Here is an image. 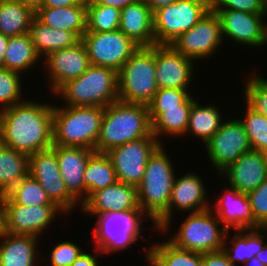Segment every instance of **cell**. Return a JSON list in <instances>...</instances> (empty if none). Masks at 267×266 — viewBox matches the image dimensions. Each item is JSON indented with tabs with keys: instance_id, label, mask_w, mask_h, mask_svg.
<instances>
[{
	"instance_id": "cell-1",
	"label": "cell",
	"mask_w": 267,
	"mask_h": 266,
	"mask_svg": "<svg viewBox=\"0 0 267 266\" xmlns=\"http://www.w3.org/2000/svg\"><path fill=\"white\" fill-rule=\"evenodd\" d=\"M25 100L0 110V143L28 155L53 146V105Z\"/></svg>"
},
{
	"instance_id": "cell-2",
	"label": "cell",
	"mask_w": 267,
	"mask_h": 266,
	"mask_svg": "<svg viewBox=\"0 0 267 266\" xmlns=\"http://www.w3.org/2000/svg\"><path fill=\"white\" fill-rule=\"evenodd\" d=\"M144 137H155L148 105L118 100L104 108L95 151L106 153L112 148Z\"/></svg>"
},
{
	"instance_id": "cell-3",
	"label": "cell",
	"mask_w": 267,
	"mask_h": 266,
	"mask_svg": "<svg viewBox=\"0 0 267 266\" xmlns=\"http://www.w3.org/2000/svg\"><path fill=\"white\" fill-rule=\"evenodd\" d=\"M104 108L53 107V145L84 147L95 151Z\"/></svg>"
},
{
	"instance_id": "cell-4",
	"label": "cell",
	"mask_w": 267,
	"mask_h": 266,
	"mask_svg": "<svg viewBox=\"0 0 267 266\" xmlns=\"http://www.w3.org/2000/svg\"><path fill=\"white\" fill-rule=\"evenodd\" d=\"M171 161L161 144L148 159L143 180L137 185L139 208L153 223L169 206L176 177Z\"/></svg>"
},
{
	"instance_id": "cell-5",
	"label": "cell",
	"mask_w": 267,
	"mask_h": 266,
	"mask_svg": "<svg viewBox=\"0 0 267 266\" xmlns=\"http://www.w3.org/2000/svg\"><path fill=\"white\" fill-rule=\"evenodd\" d=\"M53 95L63 97L65 106L105 108L119 100L118 72L90 65L83 74L63 84Z\"/></svg>"
},
{
	"instance_id": "cell-6",
	"label": "cell",
	"mask_w": 267,
	"mask_h": 266,
	"mask_svg": "<svg viewBox=\"0 0 267 266\" xmlns=\"http://www.w3.org/2000/svg\"><path fill=\"white\" fill-rule=\"evenodd\" d=\"M155 45L139 47L118 72L119 101L148 105L158 91Z\"/></svg>"
},
{
	"instance_id": "cell-7",
	"label": "cell",
	"mask_w": 267,
	"mask_h": 266,
	"mask_svg": "<svg viewBox=\"0 0 267 266\" xmlns=\"http://www.w3.org/2000/svg\"><path fill=\"white\" fill-rule=\"evenodd\" d=\"M94 217L97 218L92 233L95 248L107 255L127 250L143 238L142 219H148L141 210L103 213Z\"/></svg>"
},
{
	"instance_id": "cell-8",
	"label": "cell",
	"mask_w": 267,
	"mask_h": 266,
	"mask_svg": "<svg viewBox=\"0 0 267 266\" xmlns=\"http://www.w3.org/2000/svg\"><path fill=\"white\" fill-rule=\"evenodd\" d=\"M213 209L188 213L178 232H175L169 241L178 248L198 253L221 250L228 229L223 225L219 226L222 223L213 213Z\"/></svg>"
},
{
	"instance_id": "cell-9",
	"label": "cell",
	"mask_w": 267,
	"mask_h": 266,
	"mask_svg": "<svg viewBox=\"0 0 267 266\" xmlns=\"http://www.w3.org/2000/svg\"><path fill=\"white\" fill-rule=\"evenodd\" d=\"M210 10L209 0H177L153 12L157 45H170Z\"/></svg>"
},
{
	"instance_id": "cell-10",
	"label": "cell",
	"mask_w": 267,
	"mask_h": 266,
	"mask_svg": "<svg viewBox=\"0 0 267 266\" xmlns=\"http://www.w3.org/2000/svg\"><path fill=\"white\" fill-rule=\"evenodd\" d=\"M81 40L91 65L108 67L117 72L140 47L120 30L85 32Z\"/></svg>"
},
{
	"instance_id": "cell-11",
	"label": "cell",
	"mask_w": 267,
	"mask_h": 266,
	"mask_svg": "<svg viewBox=\"0 0 267 266\" xmlns=\"http://www.w3.org/2000/svg\"><path fill=\"white\" fill-rule=\"evenodd\" d=\"M176 175L169 206L167 210L154 222L156 230L166 234L171 229V220L175 210L189 213L200 212L212 208L207 200V189L203 179L197 173L189 171L183 176ZM207 197V198H206ZM208 201V202H207ZM174 208V209H173Z\"/></svg>"
},
{
	"instance_id": "cell-12",
	"label": "cell",
	"mask_w": 267,
	"mask_h": 266,
	"mask_svg": "<svg viewBox=\"0 0 267 266\" xmlns=\"http://www.w3.org/2000/svg\"><path fill=\"white\" fill-rule=\"evenodd\" d=\"M222 43L220 17L209 10L191 29L182 33L170 45L187 58L199 62L203 58L214 56Z\"/></svg>"
},
{
	"instance_id": "cell-13",
	"label": "cell",
	"mask_w": 267,
	"mask_h": 266,
	"mask_svg": "<svg viewBox=\"0 0 267 266\" xmlns=\"http://www.w3.org/2000/svg\"><path fill=\"white\" fill-rule=\"evenodd\" d=\"M28 174L40 183L51 201L61 208L64 214H71L76 206H81L68 192L61 177L56 152L52 148L29 155Z\"/></svg>"
},
{
	"instance_id": "cell-14",
	"label": "cell",
	"mask_w": 267,
	"mask_h": 266,
	"mask_svg": "<svg viewBox=\"0 0 267 266\" xmlns=\"http://www.w3.org/2000/svg\"><path fill=\"white\" fill-rule=\"evenodd\" d=\"M160 145L156 137H144L106 152L117 181L137 186L143 180L148 159Z\"/></svg>"
},
{
	"instance_id": "cell-15",
	"label": "cell",
	"mask_w": 267,
	"mask_h": 266,
	"mask_svg": "<svg viewBox=\"0 0 267 266\" xmlns=\"http://www.w3.org/2000/svg\"><path fill=\"white\" fill-rule=\"evenodd\" d=\"M206 153L212 168L219 175L242 154L252 150L251 144L240 119L223 121L220 129L205 143Z\"/></svg>"
},
{
	"instance_id": "cell-16",
	"label": "cell",
	"mask_w": 267,
	"mask_h": 266,
	"mask_svg": "<svg viewBox=\"0 0 267 266\" xmlns=\"http://www.w3.org/2000/svg\"><path fill=\"white\" fill-rule=\"evenodd\" d=\"M61 211V212H60ZM57 205L23 206L2 204L1 230L12 234L33 235L41 238L42 233L55 223V216L63 214Z\"/></svg>"
},
{
	"instance_id": "cell-17",
	"label": "cell",
	"mask_w": 267,
	"mask_h": 266,
	"mask_svg": "<svg viewBox=\"0 0 267 266\" xmlns=\"http://www.w3.org/2000/svg\"><path fill=\"white\" fill-rule=\"evenodd\" d=\"M221 21L222 38L239 45L261 48L267 44V14H253L231 9H210ZM264 17V18H263Z\"/></svg>"
},
{
	"instance_id": "cell-18",
	"label": "cell",
	"mask_w": 267,
	"mask_h": 266,
	"mask_svg": "<svg viewBox=\"0 0 267 266\" xmlns=\"http://www.w3.org/2000/svg\"><path fill=\"white\" fill-rule=\"evenodd\" d=\"M44 60L52 95L66 82L78 78L91 65L81 39L73 46L51 52Z\"/></svg>"
},
{
	"instance_id": "cell-19",
	"label": "cell",
	"mask_w": 267,
	"mask_h": 266,
	"mask_svg": "<svg viewBox=\"0 0 267 266\" xmlns=\"http://www.w3.org/2000/svg\"><path fill=\"white\" fill-rule=\"evenodd\" d=\"M193 62V63H192ZM194 61L171 45H155L156 83L158 89L176 88L189 91L194 78Z\"/></svg>"
},
{
	"instance_id": "cell-20",
	"label": "cell",
	"mask_w": 267,
	"mask_h": 266,
	"mask_svg": "<svg viewBox=\"0 0 267 266\" xmlns=\"http://www.w3.org/2000/svg\"><path fill=\"white\" fill-rule=\"evenodd\" d=\"M219 176L228 181V186L241 193H249L267 178V154L250 150L224 169Z\"/></svg>"
},
{
	"instance_id": "cell-21",
	"label": "cell",
	"mask_w": 267,
	"mask_h": 266,
	"mask_svg": "<svg viewBox=\"0 0 267 266\" xmlns=\"http://www.w3.org/2000/svg\"><path fill=\"white\" fill-rule=\"evenodd\" d=\"M85 214L100 215L103 213L140 210L137 186L116 182L111 186L94 192L82 205Z\"/></svg>"
},
{
	"instance_id": "cell-22",
	"label": "cell",
	"mask_w": 267,
	"mask_h": 266,
	"mask_svg": "<svg viewBox=\"0 0 267 266\" xmlns=\"http://www.w3.org/2000/svg\"><path fill=\"white\" fill-rule=\"evenodd\" d=\"M56 157L68 192L82 205L85 202L84 172L89 157L95 152L84 147L60 146L51 147Z\"/></svg>"
},
{
	"instance_id": "cell-23",
	"label": "cell",
	"mask_w": 267,
	"mask_h": 266,
	"mask_svg": "<svg viewBox=\"0 0 267 266\" xmlns=\"http://www.w3.org/2000/svg\"><path fill=\"white\" fill-rule=\"evenodd\" d=\"M230 187V188H229ZM224 194L218 195L214 209L220 222L230 230L258 228L252 219V209L246 193H241L229 186Z\"/></svg>"
},
{
	"instance_id": "cell-24",
	"label": "cell",
	"mask_w": 267,
	"mask_h": 266,
	"mask_svg": "<svg viewBox=\"0 0 267 266\" xmlns=\"http://www.w3.org/2000/svg\"><path fill=\"white\" fill-rule=\"evenodd\" d=\"M119 30L140 47L156 45L153 12L142 0H137L121 10Z\"/></svg>"
},
{
	"instance_id": "cell-25",
	"label": "cell",
	"mask_w": 267,
	"mask_h": 266,
	"mask_svg": "<svg viewBox=\"0 0 267 266\" xmlns=\"http://www.w3.org/2000/svg\"><path fill=\"white\" fill-rule=\"evenodd\" d=\"M0 239V266H35L40 263L38 256L41 255L36 250L39 237L12 234L0 229Z\"/></svg>"
},
{
	"instance_id": "cell-26",
	"label": "cell",
	"mask_w": 267,
	"mask_h": 266,
	"mask_svg": "<svg viewBox=\"0 0 267 266\" xmlns=\"http://www.w3.org/2000/svg\"><path fill=\"white\" fill-rule=\"evenodd\" d=\"M234 236L230 243L231 247H227L229 241V230L227 231L223 251L228 257V260L234 266H239L241 263L255 257L267 244V228H256V229H242L235 230ZM262 232V233H261ZM228 237V238H227ZM227 239V240H226ZM264 241H266L264 243Z\"/></svg>"
},
{
	"instance_id": "cell-27",
	"label": "cell",
	"mask_w": 267,
	"mask_h": 266,
	"mask_svg": "<svg viewBox=\"0 0 267 266\" xmlns=\"http://www.w3.org/2000/svg\"><path fill=\"white\" fill-rule=\"evenodd\" d=\"M28 34L42 60L51 52L73 46L80 40L73 32L49 27L36 16L31 21Z\"/></svg>"
},
{
	"instance_id": "cell-28",
	"label": "cell",
	"mask_w": 267,
	"mask_h": 266,
	"mask_svg": "<svg viewBox=\"0 0 267 266\" xmlns=\"http://www.w3.org/2000/svg\"><path fill=\"white\" fill-rule=\"evenodd\" d=\"M35 16L49 27L73 32L79 39L87 30V6L41 7Z\"/></svg>"
},
{
	"instance_id": "cell-29",
	"label": "cell",
	"mask_w": 267,
	"mask_h": 266,
	"mask_svg": "<svg viewBox=\"0 0 267 266\" xmlns=\"http://www.w3.org/2000/svg\"><path fill=\"white\" fill-rule=\"evenodd\" d=\"M145 249V258L155 266H203L202 253L181 249L169 240L155 243Z\"/></svg>"
},
{
	"instance_id": "cell-30",
	"label": "cell",
	"mask_w": 267,
	"mask_h": 266,
	"mask_svg": "<svg viewBox=\"0 0 267 266\" xmlns=\"http://www.w3.org/2000/svg\"><path fill=\"white\" fill-rule=\"evenodd\" d=\"M217 106L199 105V101H194L189 115L188 126L185 135L200 138L205 144L221 127L223 115Z\"/></svg>"
},
{
	"instance_id": "cell-31",
	"label": "cell",
	"mask_w": 267,
	"mask_h": 266,
	"mask_svg": "<svg viewBox=\"0 0 267 266\" xmlns=\"http://www.w3.org/2000/svg\"><path fill=\"white\" fill-rule=\"evenodd\" d=\"M85 201L96 191L117 182L112 162L106 153L94 152L88 159L84 176Z\"/></svg>"
},
{
	"instance_id": "cell-32",
	"label": "cell",
	"mask_w": 267,
	"mask_h": 266,
	"mask_svg": "<svg viewBox=\"0 0 267 266\" xmlns=\"http://www.w3.org/2000/svg\"><path fill=\"white\" fill-rule=\"evenodd\" d=\"M29 155L0 143V193L7 194L28 174Z\"/></svg>"
},
{
	"instance_id": "cell-33",
	"label": "cell",
	"mask_w": 267,
	"mask_h": 266,
	"mask_svg": "<svg viewBox=\"0 0 267 266\" xmlns=\"http://www.w3.org/2000/svg\"><path fill=\"white\" fill-rule=\"evenodd\" d=\"M195 100L196 98L190 96L178 108L164 109V112L152 122V133L161 144H164L161 141V135H169L173 138L185 136L190 111Z\"/></svg>"
},
{
	"instance_id": "cell-34",
	"label": "cell",
	"mask_w": 267,
	"mask_h": 266,
	"mask_svg": "<svg viewBox=\"0 0 267 266\" xmlns=\"http://www.w3.org/2000/svg\"><path fill=\"white\" fill-rule=\"evenodd\" d=\"M4 53V68L18 72L21 75L30 67L37 66L35 64L42 59L35 50L28 33L9 37Z\"/></svg>"
},
{
	"instance_id": "cell-35",
	"label": "cell",
	"mask_w": 267,
	"mask_h": 266,
	"mask_svg": "<svg viewBox=\"0 0 267 266\" xmlns=\"http://www.w3.org/2000/svg\"><path fill=\"white\" fill-rule=\"evenodd\" d=\"M35 12L17 0H0V33L7 37L29 32Z\"/></svg>"
},
{
	"instance_id": "cell-36",
	"label": "cell",
	"mask_w": 267,
	"mask_h": 266,
	"mask_svg": "<svg viewBox=\"0 0 267 266\" xmlns=\"http://www.w3.org/2000/svg\"><path fill=\"white\" fill-rule=\"evenodd\" d=\"M2 204H17L23 206L56 205L48 197L40 183L27 174L7 194Z\"/></svg>"
},
{
	"instance_id": "cell-37",
	"label": "cell",
	"mask_w": 267,
	"mask_h": 266,
	"mask_svg": "<svg viewBox=\"0 0 267 266\" xmlns=\"http://www.w3.org/2000/svg\"><path fill=\"white\" fill-rule=\"evenodd\" d=\"M120 15V9L95 4L90 0L87 5L86 32H108L119 30Z\"/></svg>"
},
{
	"instance_id": "cell-38",
	"label": "cell",
	"mask_w": 267,
	"mask_h": 266,
	"mask_svg": "<svg viewBox=\"0 0 267 266\" xmlns=\"http://www.w3.org/2000/svg\"><path fill=\"white\" fill-rule=\"evenodd\" d=\"M244 119L240 118L252 150L267 154V117L253 110L246 102Z\"/></svg>"
},
{
	"instance_id": "cell-39",
	"label": "cell",
	"mask_w": 267,
	"mask_h": 266,
	"mask_svg": "<svg viewBox=\"0 0 267 266\" xmlns=\"http://www.w3.org/2000/svg\"><path fill=\"white\" fill-rule=\"evenodd\" d=\"M21 77L18 72L0 68V110L25 101Z\"/></svg>"
},
{
	"instance_id": "cell-40",
	"label": "cell",
	"mask_w": 267,
	"mask_h": 266,
	"mask_svg": "<svg viewBox=\"0 0 267 266\" xmlns=\"http://www.w3.org/2000/svg\"><path fill=\"white\" fill-rule=\"evenodd\" d=\"M192 94L186 89L163 88L158 89L152 101L148 104L151 123L162 113L164 109L178 108Z\"/></svg>"
},
{
	"instance_id": "cell-41",
	"label": "cell",
	"mask_w": 267,
	"mask_h": 266,
	"mask_svg": "<svg viewBox=\"0 0 267 266\" xmlns=\"http://www.w3.org/2000/svg\"><path fill=\"white\" fill-rule=\"evenodd\" d=\"M259 75L251 74L245 79L243 97L253 110L267 117V79Z\"/></svg>"
},
{
	"instance_id": "cell-42",
	"label": "cell",
	"mask_w": 267,
	"mask_h": 266,
	"mask_svg": "<svg viewBox=\"0 0 267 266\" xmlns=\"http://www.w3.org/2000/svg\"><path fill=\"white\" fill-rule=\"evenodd\" d=\"M252 209V219L259 228H267V178L253 191L247 193Z\"/></svg>"
},
{
	"instance_id": "cell-43",
	"label": "cell",
	"mask_w": 267,
	"mask_h": 266,
	"mask_svg": "<svg viewBox=\"0 0 267 266\" xmlns=\"http://www.w3.org/2000/svg\"><path fill=\"white\" fill-rule=\"evenodd\" d=\"M74 242L63 241L56 243V246L48 254L50 264L48 266H70L79 255L83 253V249Z\"/></svg>"
},
{
	"instance_id": "cell-44",
	"label": "cell",
	"mask_w": 267,
	"mask_h": 266,
	"mask_svg": "<svg viewBox=\"0 0 267 266\" xmlns=\"http://www.w3.org/2000/svg\"><path fill=\"white\" fill-rule=\"evenodd\" d=\"M210 9H231L253 14H267V0H209Z\"/></svg>"
},
{
	"instance_id": "cell-45",
	"label": "cell",
	"mask_w": 267,
	"mask_h": 266,
	"mask_svg": "<svg viewBox=\"0 0 267 266\" xmlns=\"http://www.w3.org/2000/svg\"><path fill=\"white\" fill-rule=\"evenodd\" d=\"M203 266H234L228 260L223 249L208 253H202Z\"/></svg>"
},
{
	"instance_id": "cell-46",
	"label": "cell",
	"mask_w": 267,
	"mask_h": 266,
	"mask_svg": "<svg viewBox=\"0 0 267 266\" xmlns=\"http://www.w3.org/2000/svg\"><path fill=\"white\" fill-rule=\"evenodd\" d=\"M98 253L97 255H92L90 252L86 253L83 251L81 255L78 256V258L70 265V266H100L98 262V257L102 254L100 251H98L96 248L94 251Z\"/></svg>"
},
{
	"instance_id": "cell-47",
	"label": "cell",
	"mask_w": 267,
	"mask_h": 266,
	"mask_svg": "<svg viewBox=\"0 0 267 266\" xmlns=\"http://www.w3.org/2000/svg\"><path fill=\"white\" fill-rule=\"evenodd\" d=\"M90 0H43L41 7L87 6Z\"/></svg>"
},
{
	"instance_id": "cell-48",
	"label": "cell",
	"mask_w": 267,
	"mask_h": 266,
	"mask_svg": "<svg viewBox=\"0 0 267 266\" xmlns=\"http://www.w3.org/2000/svg\"><path fill=\"white\" fill-rule=\"evenodd\" d=\"M95 4L103 6H111L122 10L129 4L136 2L137 0H92Z\"/></svg>"
},
{
	"instance_id": "cell-49",
	"label": "cell",
	"mask_w": 267,
	"mask_h": 266,
	"mask_svg": "<svg viewBox=\"0 0 267 266\" xmlns=\"http://www.w3.org/2000/svg\"><path fill=\"white\" fill-rule=\"evenodd\" d=\"M145 2L152 12L158 10L161 7L175 3L177 0H142Z\"/></svg>"
},
{
	"instance_id": "cell-50",
	"label": "cell",
	"mask_w": 267,
	"mask_h": 266,
	"mask_svg": "<svg viewBox=\"0 0 267 266\" xmlns=\"http://www.w3.org/2000/svg\"><path fill=\"white\" fill-rule=\"evenodd\" d=\"M8 39L6 35L0 33V68H4V56H5V50L8 44Z\"/></svg>"
},
{
	"instance_id": "cell-51",
	"label": "cell",
	"mask_w": 267,
	"mask_h": 266,
	"mask_svg": "<svg viewBox=\"0 0 267 266\" xmlns=\"http://www.w3.org/2000/svg\"><path fill=\"white\" fill-rule=\"evenodd\" d=\"M21 2L23 5L30 7L34 12H36L43 3V0H17Z\"/></svg>"
},
{
	"instance_id": "cell-52",
	"label": "cell",
	"mask_w": 267,
	"mask_h": 266,
	"mask_svg": "<svg viewBox=\"0 0 267 266\" xmlns=\"http://www.w3.org/2000/svg\"><path fill=\"white\" fill-rule=\"evenodd\" d=\"M255 257L258 258L260 262L267 265V244Z\"/></svg>"
},
{
	"instance_id": "cell-53",
	"label": "cell",
	"mask_w": 267,
	"mask_h": 266,
	"mask_svg": "<svg viewBox=\"0 0 267 266\" xmlns=\"http://www.w3.org/2000/svg\"><path fill=\"white\" fill-rule=\"evenodd\" d=\"M242 265L243 266H267V265L263 264L262 262H260L259 259L256 257H253L252 259L246 261Z\"/></svg>"
},
{
	"instance_id": "cell-54",
	"label": "cell",
	"mask_w": 267,
	"mask_h": 266,
	"mask_svg": "<svg viewBox=\"0 0 267 266\" xmlns=\"http://www.w3.org/2000/svg\"><path fill=\"white\" fill-rule=\"evenodd\" d=\"M4 195L0 193V229L2 227V201H3Z\"/></svg>"
},
{
	"instance_id": "cell-55",
	"label": "cell",
	"mask_w": 267,
	"mask_h": 266,
	"mask_svg": "<svg viewBox=\"0 0 267 266\" xmlns=\"http://www.w3.org/2000/svg\"><path fill=\"white\" fill-rule=\"evenodd\" d=\"M148 263L151 264V266H155L149 259H147Z\"/></svg>"
}]
</instances>
